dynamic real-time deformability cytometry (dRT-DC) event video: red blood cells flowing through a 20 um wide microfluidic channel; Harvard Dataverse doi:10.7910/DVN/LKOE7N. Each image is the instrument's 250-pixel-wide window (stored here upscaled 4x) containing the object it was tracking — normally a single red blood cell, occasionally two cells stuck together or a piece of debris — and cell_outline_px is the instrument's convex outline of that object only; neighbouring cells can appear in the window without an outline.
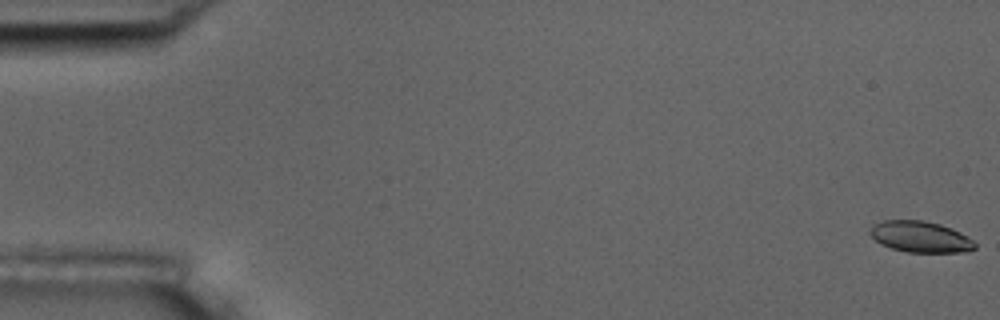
{"species": "common noctule bat (a hibernating species)", "species_latin": "Nyctalus noctula", "temperature_condition": "room temperature", "stored_images_in_passage": 6, "segment_of_instrument_passage": [2, 2], "camera_frame_rate_fps": 3000, "um_per_image_px": 0.085, "animal": {"sex": "male", "body_mass_g": 17.5, "forearm_length_mm": 52.3}, "frame": {"image": 1, "passage_image": 6, "time_ms": 6.667, "image_size_px": [1000, 320], "cell_outline_px": [[976, 248], [968, 252], [908, 252], [892, 248], [880, 244], [868, 232], [872, 224], [884, 220], [924, 220], [940, 224], [960, 232], [968, 236], [976, 244]], "centroid_in_image_um": [78.23, 20.12], "position_along_channel_um": 6.8, "area_um2": 19.13}}